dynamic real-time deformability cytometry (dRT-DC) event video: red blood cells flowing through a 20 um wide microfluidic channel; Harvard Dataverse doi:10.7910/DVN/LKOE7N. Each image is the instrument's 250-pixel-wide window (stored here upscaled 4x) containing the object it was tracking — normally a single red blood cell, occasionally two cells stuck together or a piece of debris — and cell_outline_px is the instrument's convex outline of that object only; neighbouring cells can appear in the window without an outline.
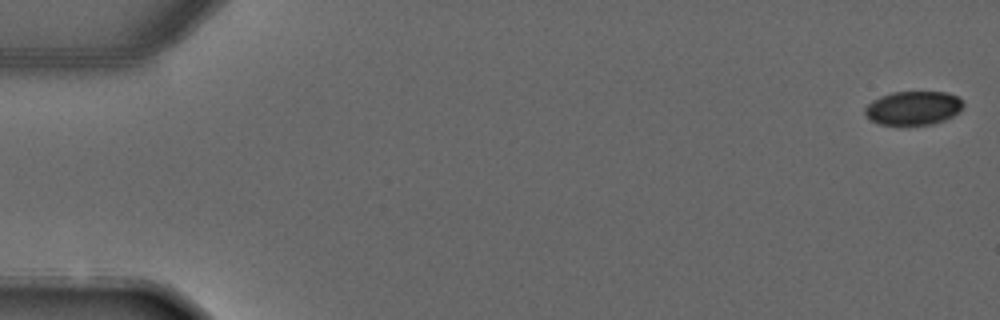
{"species": "common noctule bat (a hibernating species)", "species_latin": "Nyctalus noctula", "temperature_condition": "warm", "stored_images_in_passage": 4, "camera_frame_rate_fps": 3000, "um_per_image_px": 0.085, "animal": {"sex": "male", "forearm_length_mm": 52.5}, "frame": {"image": 1, "passage_image": 1, "time_ms": 0.0, "image_size_px": [1000, 320], "cell_outline_px": [[964, 104], [960, 112], [944, 120], [932, 124], [880, 124], [872, 120], [864, 112], [864, 108], [872, 100], [880, 96], [892, 92], [948, 92], [956, 96]], "centroid_in_image_um": [77.64, 9.17], "position_along_channel_um": 7.4, "area_um2": 19.19}}
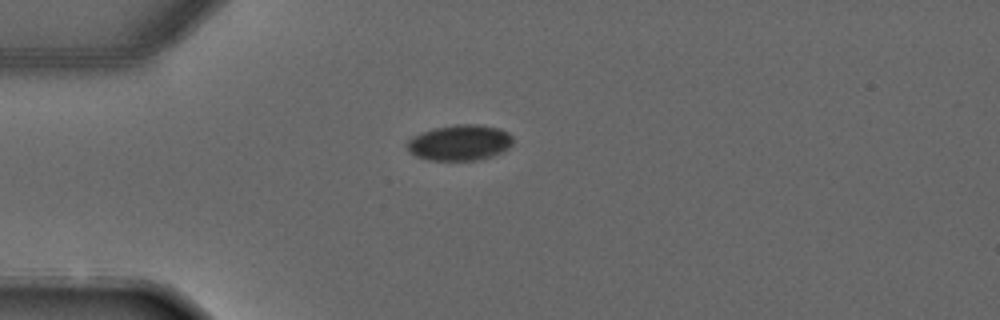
{"frame": {"image": 2, "passage_image": 4, "time_ms": 3.667, "image_size_px": [1000, 320], "cell_outline_px": [[512, 144], [508, 148], [500, 152], [476, 160], [428, 160], [416, 156], [408, 148], [408, 140], [412, 136], [420, 132], [436, 128], [456, 124], [476, 124], [500, 128], [508, 132], [512, 136]], "centroid_in_image_um": [39.08, 12.11], "position_along_channel_um": 45.9, "area_um2": 21.79}}